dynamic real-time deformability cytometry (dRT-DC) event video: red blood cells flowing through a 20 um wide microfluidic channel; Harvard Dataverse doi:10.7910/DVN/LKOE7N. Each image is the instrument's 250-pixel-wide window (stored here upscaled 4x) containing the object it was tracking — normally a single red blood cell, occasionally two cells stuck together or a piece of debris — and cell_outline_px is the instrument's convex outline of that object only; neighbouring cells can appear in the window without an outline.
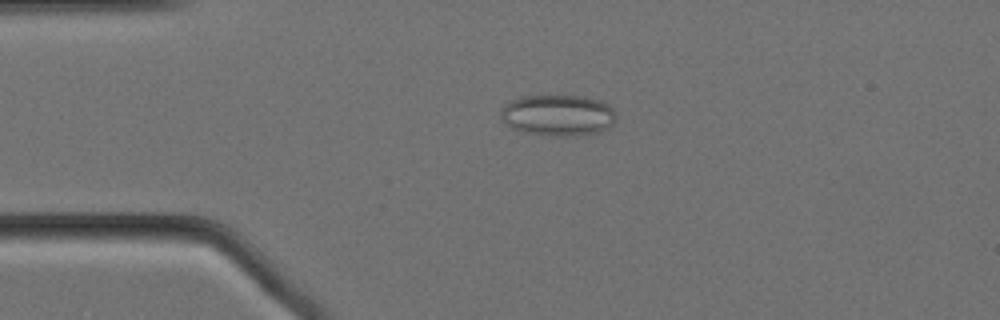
{"species": "Egyptian fruit bat (a non-hibernating species)", "species_latin": "Rousettus aegyptiacus", "temperature_condition": "cold", "stored_images_in_passage": 57, "camera_frame_rate_fps": 3000, "um_per_image_px": 0.085, "animal": {"sex": "female"}, "frame": {"image": 1, "passage_image": 12, "time_ms": 3.667, "image_size_px": [1000, 320], "cell_outline_px": [[616, 120], [608, 128], [600, 132], [572, 136], [552, 136], [520, 132], [512, 128], [500, 120], [500, 112], [504, 104], [520, 96], [584, 96], [600, 100], [608, 104], [616, 112]], "centroid_in_image_um": [47.41, 9.8], "position_along_channel_um": 37.6, "area_um2": 28.15}}
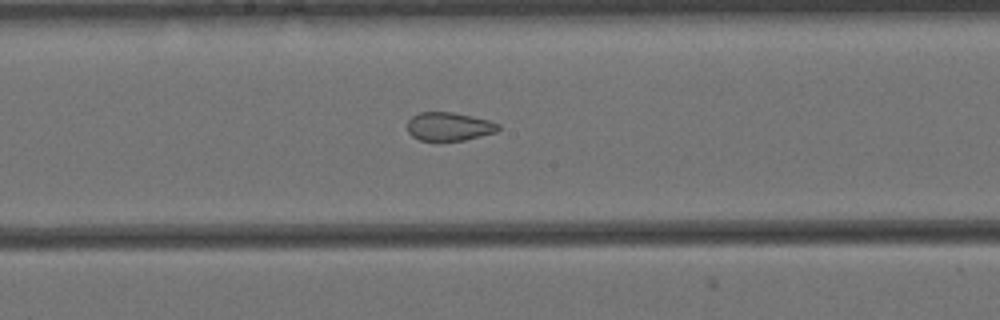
{"frame": {"image": 2, "passage_image": 29, "time_ms": 9.333, "image_size_px": [1000, 320], "cell_outline_px": [[500, 128], [496, 132], [464, 140], [420, 140], [412, 136], [408, 132], [408, 120], [412, 116], [420, 112], [452, 112], [472, 116], [488, 120], [500, 124]], "centroid_in_image_um": [38.17, 10.74], "position_along_channel_um": 210.0, "area_um2": 14.97}}
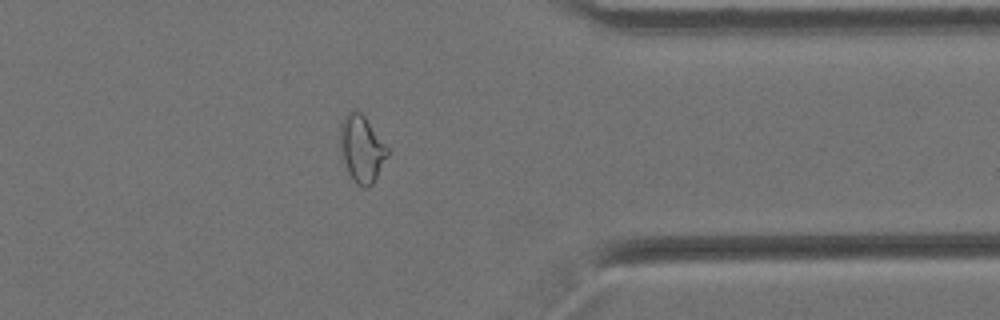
{"frame": {"image": 3, "passage_image": 45, "time_ms": 14.667, "image_size_px": [1000, 320], "cell_outline_px": [[388, 156], [372, 184], [368, 188], [364, 188], [356, 184], [348, 172], [340, 148], [340, 124], [344, 116], [348, 112], [356, 108], [364, 116], [388, 148]], "centroid_in_image_um": [30.73, 12.64], "position_along_channel_um": 380.7, "area_um2": 18.26}, "authors_computed_cell_mechanics": {"area_um2": 20.1144, "velocity_mm_per_s": 3.4593, "shape_relaxation_time_tau1_ms": null, "shape_relaxation_time_tau2_ms": 2.5385, "deformation_change_tau1": null, "deformation_change_tau2": 0.0873}}